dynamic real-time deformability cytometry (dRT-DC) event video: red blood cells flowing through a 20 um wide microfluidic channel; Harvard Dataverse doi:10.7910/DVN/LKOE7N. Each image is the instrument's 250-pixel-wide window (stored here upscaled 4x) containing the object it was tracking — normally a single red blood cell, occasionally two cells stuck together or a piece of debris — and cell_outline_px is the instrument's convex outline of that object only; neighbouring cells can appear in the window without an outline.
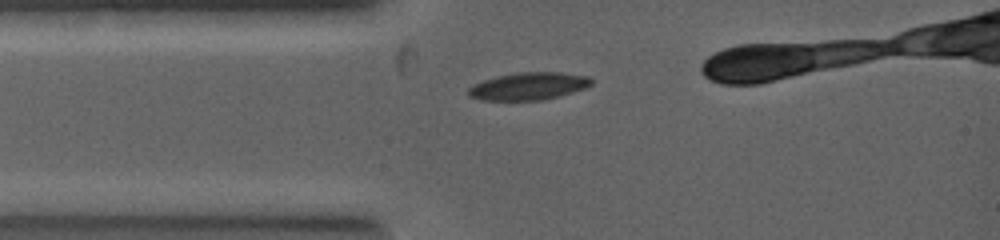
{"species": "common noctule bat (a hibernating species)", "species_latin": "Nyctalus noctula", "temperature_condition": "warm", "stored_images_in_passage": 3, "camera_frame_rate_fps": 5000, "um_per_image_px": 0.085, "animal": {"sex": "female", "body_mass_g": 19.0, "forearm_length_mm": 53.3}, "frame": {"image": 1, "passage_image": 1, "time_ms": 0.0, "image_size_px": [1000, 240], "cell_outline_px": [[592, 84], [584, 88], [556, 96], [540, 100], [484, 100], [468, 96], [468, 88], [484, 80], [500, 76], [520, 72], [560, 72], [588, 76], [592, 80]], "centroid_in_image_um": [44.93, 7.32], "position_along_channel_um": 40.1, "area_um2": 19.25}}